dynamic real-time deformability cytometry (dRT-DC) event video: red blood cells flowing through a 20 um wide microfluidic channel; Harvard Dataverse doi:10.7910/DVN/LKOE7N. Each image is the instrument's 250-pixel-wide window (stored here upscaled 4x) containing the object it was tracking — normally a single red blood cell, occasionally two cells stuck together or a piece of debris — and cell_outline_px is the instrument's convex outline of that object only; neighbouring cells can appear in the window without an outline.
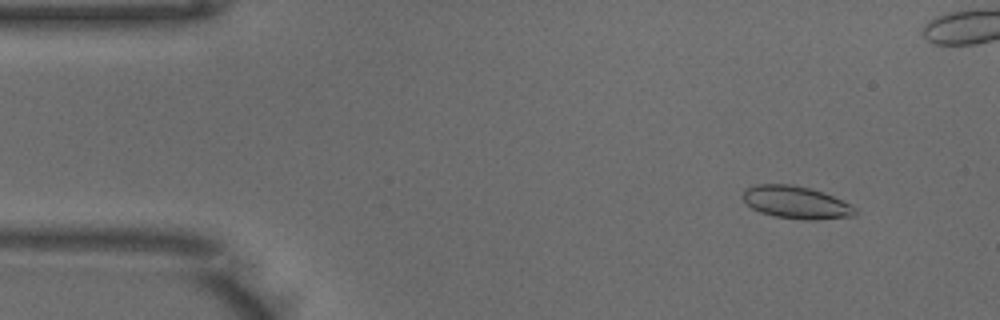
{"species": "common noctule bat (a hibernating species)", "species_latin": "Nyctalus noctula", "temperature_condition": "warm", "stored_images_in_passage": 50, "camera_frame_rate_fps": 3000, "um_per_image_px": 0.085, "animal": {"sex": "male", "body_mass_g": 18.8}, "frame": {"image": 1, "passage_image": 4, "time_ms": 1.0, "image_size_px": [1000, 320], "cell_outline_px": [[856, 216], [816, 220], [804, 220], [776, 216], [760, 212], [752, 208], [740, 196], [744, 188], [756, 184], [788, 184], [812, 188], [824, 192], [856, 208]], "centroid_in_image_um": [67.64, 17.2], "position_along_channel_um": 17.4, "area_um2": 21.39}}
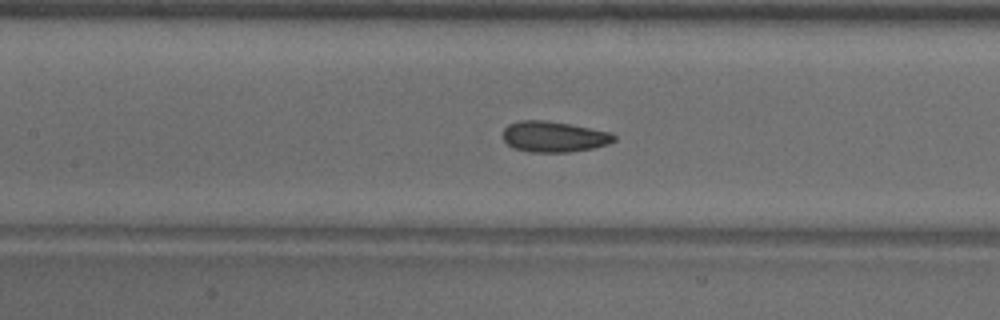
{"frame": {"image": 2, "passage_image": 21, "time_ms": 6.667, "image_size_px": [1000, 320], "cell_outline_px": [[616, 140], [608, 144], [592, 148], [568, 152], [528, 152], [512, 148], [504, 140], [504, 128], [508, 124], [520, 120], [544, 120], [568, 124], [612, 132], [616, 136]], "centroid_in_image_um": [47.08, 11.62], "position_along_channel_um": 160.3, "area_um2": 19.94}}
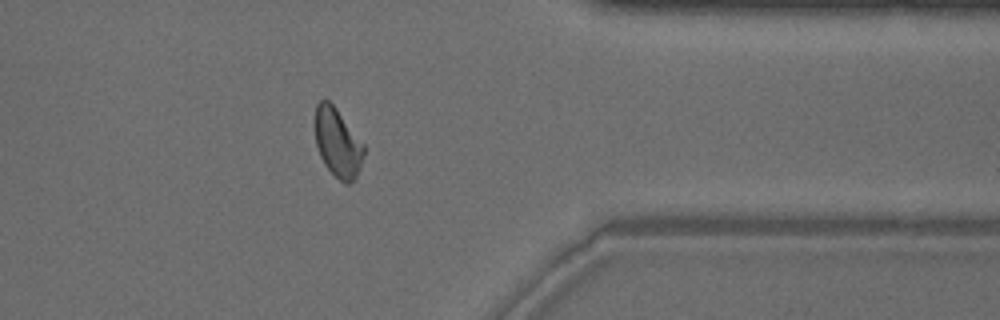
{"frame": {"image": 3, "passage_image": 39, "time_ms": 12.667, "image_size_px": [1000, 320], "cell_outline_px": [[364, 156], [360, 168], [356, 176], [348, 184], [344, 184], [324, 164], [320, 156], [316, 144], [316, 104], [320, 100], [328, 100], [336, 108], [364, 144]], "centroid_in_image_um": [28.71, 12.14], "position_along_channel_um": 382.7, "area_um2": 19.25}, "authors_computed_cell_mechanics": {"area_um2": 20.0277, "velocity_mm_per_s": 3.9615, "shape_relaxation_time_tau1_ms": 5.9708, "shape_relaxation_time_tau2_ms": 1.3188, "deformation_change_tau1": 0.127, "deformation_change_tau2": 0.0548}}